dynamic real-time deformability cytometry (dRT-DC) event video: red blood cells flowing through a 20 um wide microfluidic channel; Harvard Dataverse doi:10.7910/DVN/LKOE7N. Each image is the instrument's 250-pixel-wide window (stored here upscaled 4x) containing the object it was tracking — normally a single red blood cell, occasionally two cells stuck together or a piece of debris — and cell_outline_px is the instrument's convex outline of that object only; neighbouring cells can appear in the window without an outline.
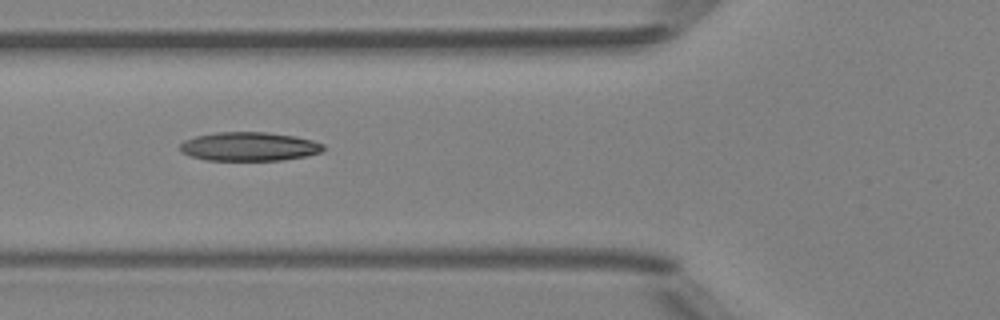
{"species": "Egyptian fruit bat (a non-hibernating species)", "species_latin": "Rousettus aegyptiacus", "temperature_condition": "room temperature", "stored_images_in_passage": 7, "camera_frame_rate_fps": 3000, "um_per_image_px": 0.085, "animal": {"sex": "female"}, "frame": {"image": 1, "passage_image": 5, "time_ms": 5.667, "image_size_px": [1000, 320], "cell_outline_px": [[324, 148], [320, 152], [304, 156], [280, 160], [204, 160], [192, 156], [184, 152], [180, 148], [180, 144], [184, 140], [196, 136], [216, 132], [264, 132], [296, 136], [312, 140], [324, 144]], "centroid_in_image_um": [21.18, 12.45], "position_along_channel_um": 104.6, "area_um2": 23.87}}
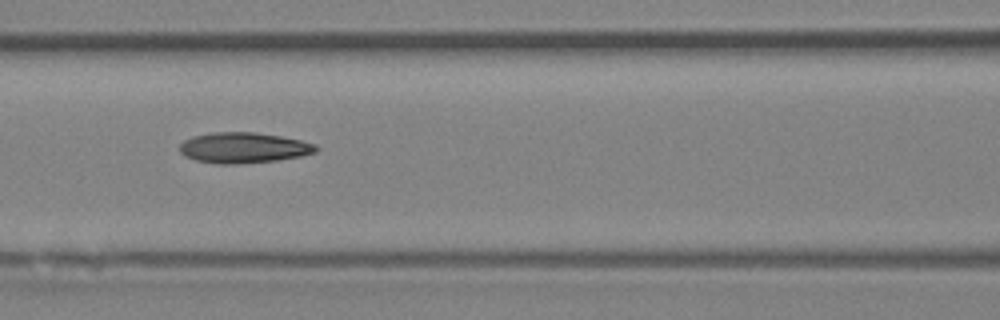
{"frame": {"image": 2, "passage_image": 6, "time_ms": 6.667, "image_size_px": [1000, 320], "cell_outline_px": [[316, 152], [300, 156], [276, 160], [236, 164], [216, 164], [196, 160], [184, 156], [180, 152], [180, 144], [184, 140], [192, 136], [212, 132], [252, 132], [280, 136], [300, 140], [316, 144]], "centroid_in_image_um": [20.66, 12.56], "position_along_channel_um": 145.9, "area_um2": 24.22}}
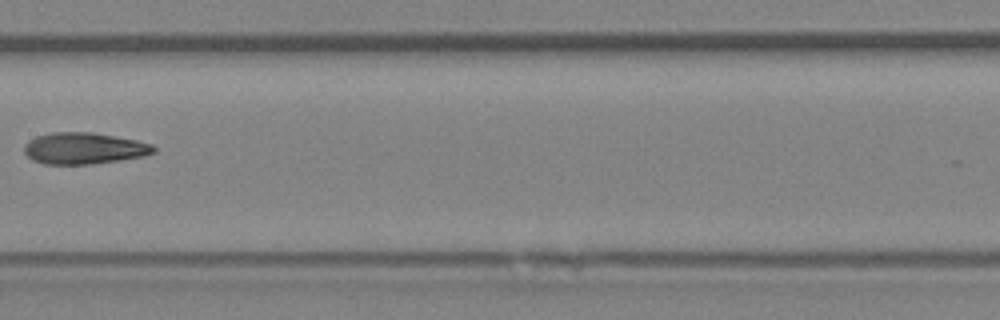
{"frame": {"image": 3, "passage_image": 7, "time_ms": 8.0, "image_size_px": [1000, 320], "cell_outline_px": [[156, 152], [144, 156], [120, 160], [92, 164], [44, 164], [32, 160], [24, 152], [24, 144], [28, 140], [36, 136], [52, 132], [92, 132], [136, 140], [152, 144], [156, 148]], "centroid_in_image_um": [7.13, 12.61], "position_along_channel_um": 200.3, "area_um2": 23.87}}